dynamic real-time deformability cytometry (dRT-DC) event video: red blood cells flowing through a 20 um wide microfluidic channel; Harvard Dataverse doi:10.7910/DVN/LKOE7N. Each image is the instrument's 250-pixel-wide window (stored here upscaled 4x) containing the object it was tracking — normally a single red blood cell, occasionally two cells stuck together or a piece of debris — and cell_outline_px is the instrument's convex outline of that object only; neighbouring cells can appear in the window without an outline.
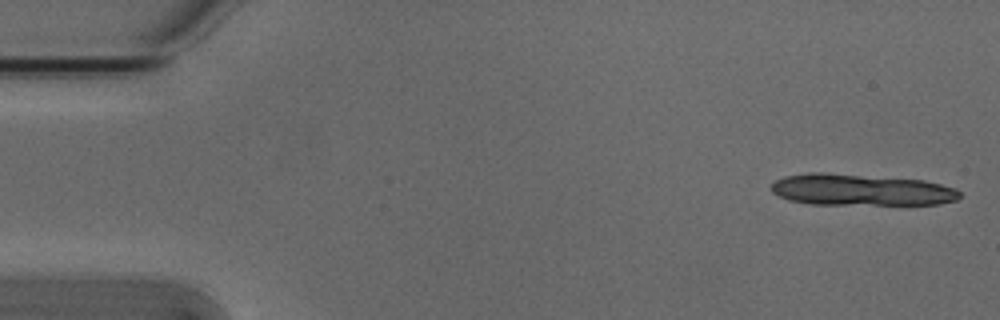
{"species": "Egyptian fruit bat (a non-hibernating species)", "species_latin": "Rousettus aegyptiacus", "temperature_condition": "cold", "stored_images_in_passage": 6, "segment_of_instrument_passage": [2, 2], "camera_frame_rate_fps": 3000, "um_per_image_px": 0.085, "animal": {"sex": "male"}, "frame": {"image": 1, "passage_image": 6, "time_ms": 1.667, "image_size_px": [1000, 320], "cell_outline_px": [[960, 196], [956, 200], [940, 204], [808, 204], [788, 200], [772, 192], [772, 184], [776, 180], [784, 176], [812, 172], [824, 172], [924, 180], [956, 188], [960, 192]], "centroid_in_image_um": [73.17, 16.13], "position_along_channel_um": 11.8, "area_um2": 34.62}}